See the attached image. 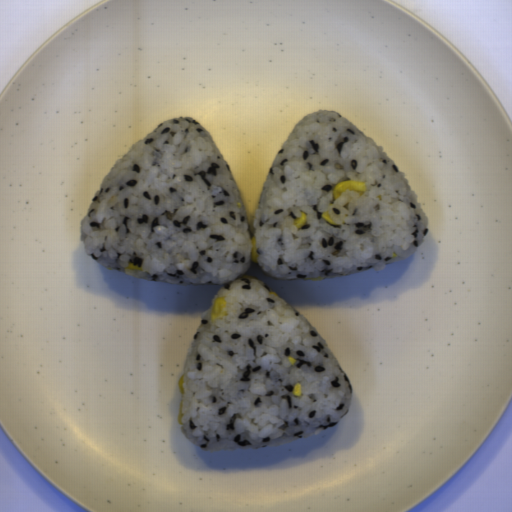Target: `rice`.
Instances as JSON below:
<instances>
[{
    "mask_svg": "<svg viewBox=\"0 0 512 512\" xmlns=\"http://www.w3.org/2000/svg\"><path fill=\"white\" fill-rule=\"evenodd\" d=\"M347 180L365 182L366 192L334 200ZM300 210L307 222L298 230ZM79 230L85 254L105 269L171 285L224 284L192 336L183 381L181 432L211 453L310 437L335 427L353 401L350 379L306 317L263 280L242 277L251 237L266 277L326 279L385 271L424 243L429 217L383 146L320 109L282 142L251 227L230 165L186 116L160 122L115 160ZM223 295L229 315L211 320ZM296 382L302 395L292 393Z\"/></svg>",
    "mask_w": 512,
    "mask_h": 512,
    "instance_id": "1",
    "label": "rice"
}]
</instances>
